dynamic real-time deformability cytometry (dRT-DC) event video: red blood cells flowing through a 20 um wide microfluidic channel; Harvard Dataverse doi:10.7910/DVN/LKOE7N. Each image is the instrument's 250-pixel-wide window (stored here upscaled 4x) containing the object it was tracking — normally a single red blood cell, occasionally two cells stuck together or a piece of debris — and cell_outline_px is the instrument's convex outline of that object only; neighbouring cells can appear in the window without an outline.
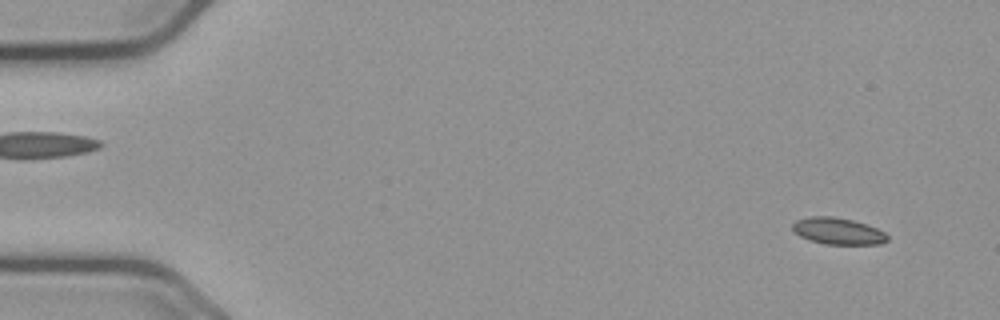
{"species": "common noctule bat (a hibernating species)", "species_latin": "Nyctalus noctula", "temperature_condition": "cold", "stored_images_in_passage": 51, "camera_frame_rate_fps": 3000, "um_per_image_px": 0.085, "animal": {"sex": "male", "body_mass_g": 23.1, "forearm_length_mm": 52.7}, "frame": {"image": 1, "passage_image": 1, "time_ms": 0.0, "image_size_px": [1000, 320], "cell_outline_px": [[888, 240], [880, 244], [824, 244], [808, 240], [800, 236], [792, 228], [792, 224], [796, 220], [808, 216], [832, 216], [852, 220], [876, 228], [884, 232], [888, 236]], "centroid_in_image_um": [71.2, 19.64], "position_along_channel_um": 13.8, "area_um2": 14.68}}
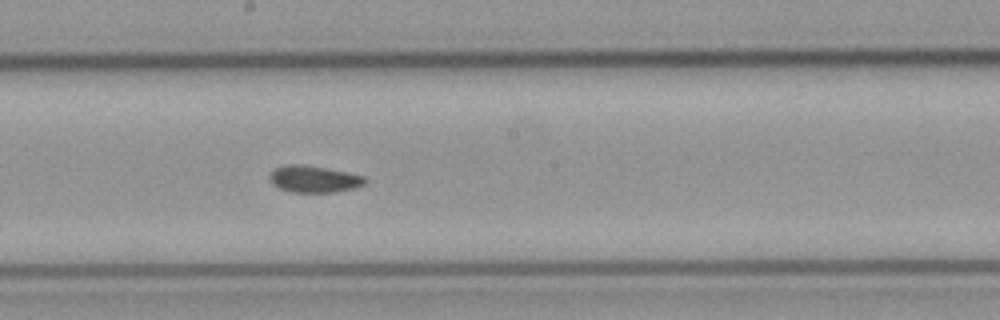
{"frame": {"image": 2, "passage_image": 28, "time_ms": 9.0, "image_size_px": [1000, 320], "cell_outline_px": [[368, 180], [364, 184], [352, 188], [332, 192], [292, 192], [280, 188], [272, 184], [268, 176], [276, 168], [288, 164], [304, 164], [364, 176]], "centroid_in_image_um": [26.65, 15.22], "position_along_channel_um": 221.5, "area_um2": 14.62}}
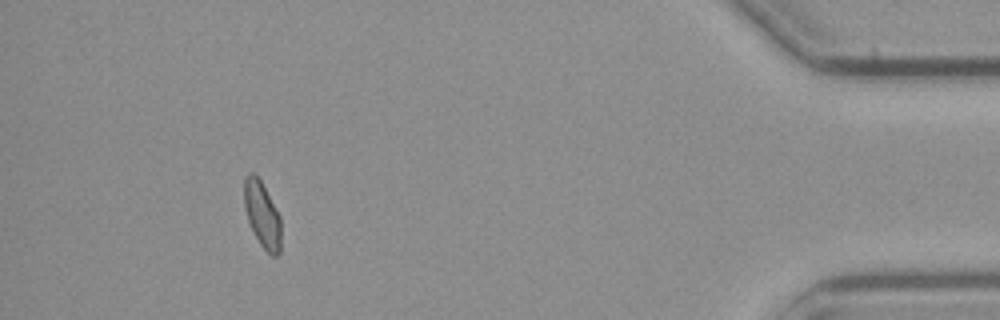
{"frame": {"image": 3, "passage_image": 49, "time_ms": 16.0, "image_size_px": [1000, 320], "cell_outline_px": [[280, 252], [276, 256], [272, 256], [260, 244], [248, 220], [244, 208], [244, 180], [248, 172], [252, 172], [260, 180], [276, 208], [280, 216]], "centroid_in_image_um": [22.28, 18.23], "position_along_channel_um": 412.9, "area_um2": 13.93}, "authors_computed_cell_mechanics": {"area_um2": 14.739, "velocity_mm_per_s": 3.6565, "shape_relaxation_time_tau1_ms": null, "shape_relaxation_time_tau2_ms": 2.7783, "deformation_change_tau1": null, "deformation_change_tau2": 0.0673}}